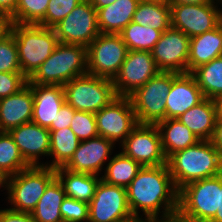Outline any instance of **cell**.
Instances as JSON below:
<instances>
[{
  "label": "cell",
  "mask_w": 222,
  "mask_h": 222,
  "mask_svg": "<svg viewBox=\"0 0 222 222\" xmlns=\"http://www.w3.org/2000/svg\"><path fill=\"white\" fill-rule=\"evenodd\" d=\"M121 152L144 166L167 164L161 137L155 124H138L119 146Z\"/></svg>",
  "instance_id": "4fadbf2b"
},
{
  "label": "cell",
  "mask_w": 222,
  "mask_h": 222,
  "mask_svg": "<svg viewBox=\"0 0 222 222\" xmlns=\"http://www.w3.org/2000/svg\"><path fill=\"white\" fill-rule=\"evenodd\" d=\"M128 53L120 34L100 33L87 46L88 74L113 80Z\"/></svg>",
  "instance_id": "9c48e42d"
},
{
  "label": "cell",
  "mask_w": 222,
  "mask_h": 222,
  "mask_svg": "<svg viewBox=\"0 0 222 222\" xmlns=\"http://www.w3.org/2000/svg\"><path fill=\"white\" fill-rule=\"evenodd\" d=\"M132 22L152 27L161 33L171 27V12L168 0H140Z\"/></svg>",
  "instance_id": "4316f807"
},
{
  "label": "cell",
  "mask_w": 222,
  "mask_h": 222,
  "mask_svg": "<svg viewBox=\"0 0 222 222\" xmlns=\"http://www.w3.org/2000/svg\"><path fill=\"white\" fill-rule=\"evenodd\" d=\"M141 168L132 158L117 151L107 163L101 179L108 184L127 188Z\"/></svg>",
  "instance_id": "f546056e"
},
{
  "label": "cell",
  "mask_w": 222,
  "mask_h": 222,
  "mask_svg": "<svg viewBox=\"0 0 222 222\" xmlns=\"http://www.w3.org/2000/svg\"><path fill=\"white\" fill-rule=\"evenodd\" d=\"M95 118L98 135L118 146L138 125L129 97H115L107 106L95 113Z\"/></svg>",
  "instance_id": "8fae6325"
},
{
  "label": "cell",
  "mask_w": 222,
  "mask_h": 222,
  "mask_svg": "<svg viewBox=\"0 0 222 222\" xmlns=\"http://www.w3.org/2000/svg\"><path fill=\"white\" fill-rule=\"evenodd\" d=\"M0 72H22L17 45L10 30L0 37Z\"/></svg>",
  "instance_id": "e575fe53"
},
{
  "label": "cell",
  "mask_w": 222,
  "mask_h": 222,
  "mask_svg": "<svg viewBox=\"0 0 222 222\" xmlns=\"http://www.w3.org/2000/svg\"><path fill=\"white\" fill-rule=\"evenodd\" d=\"M167 165L178 191L189 183L222 174V155L210 140L175 152Z\"/></svg>",
  "instance_id": "7a4b0ae2"
},
{
  "label": "cell",
  "mask_w": 222,
  "mask_h": 222,
  "mask_svg": "<svg viewBox=\"0 0 222 222\" xmlns=\"http://www.w3.org/2000/svg\"><path fill=\"white\" fill-rule=\"evenodd\" d=\"M116 0H90L91 4L95 7V9H100L102 7L108 6L112 4Z\"/></svg>",
  "instance_id": "7dc6e473"
},
{
  "label": "cell",
  "mask_w": 222,
  "mask_h": 222,
  "mask_svg": "<svg viewBox=\"0 0 222 222\" xmlns=\"http://www.w3.org/2000/svg\"><path fill=\"white\" fill-rule=\"evenodd\" d=\"M48 4L49 0H17L15 12L9 22L39 25L45 18Z\"/></svg>",
  "instance_id": "836d02e7"
},
{
  "label": "cell",
  "mask_w": 222,
  "mask_h": 222,
  "mask_svg": "<svg viewBox=\"0 0 222 222\" xmlns=\"http://www.w3.org/2000/svg\"><path fill=\"white\" fill-rule=\"evenodd\" d=\"M6 182H7V177L0 170V190L1 188H3V190L5 191Z\"/></svg>",
  "instance_id": "f907efd6"
},
{
  "label": "cell",
  "mask_w": 222,
  "mask_h": 222,
  "mask_svg": "<svg viewBox=\"0 0 222 222\" xmlns=\"http://www.w3.org/2000/svg\"><path fill=\"white\" fill-rule=\"evenodd\" d=\"M119 34L128 50L151 51L162 33L152 27L130 22Z\"/></svg>",
  "instance_id": "1f68e13d"
},
{
  "label": "cell",
  "mask_w": 222,
  "mask_h": 222,
  "mask_svg": "<svg viewBox=\"0 0 222 222\" xmlns=\"http://www.w3.org/2000/svg\"><path fill=\"white\" fill-rule=\"evenodd\" d=\"M212 1L217 6V8L219 9L220 14L222 15V0H212Z\"/></svg>",
  "instance_id": "816d5d0a"
},
{
  "label": "cell",
  "mask_w": 222,
  "mask_h": 222,
  "mask_svg": "<svg viewBox=\"0 0 222 222\" xmlns=\"http://www.w3.org/2000/svg\"><path fill=\"white\" fill-rule=\"evenodd\" d=\"M9 30L15 38L21 71L29 79L59 43L55 30L18 23H10Z\"/></svg>",
  "instance_id": "277c9868"
},
{
  "label": "cell",
  "mask_w": 222,
  "mask_h": 222,
  "mask_svg": "<svg viewBox=\"0 0 222 222\" xmlns=\"http://www.w3.org/2000/svg\"><path fill=\"white\" fill-rule=\"evenodd\" d=\"M29 167L9 132H0V170L9 177Z\"/></svg>",
  "instance_id": "d6a6232c"
},
{
  "label": "cell",
  "mask_w": 222,
  "mask_h": 222,
  "mask_svg": "<svg viewBox=\"0 0 222 222\" xmlns=\"http://www.w3.org/2000/svg\"><path fill=\"white\" fill-rule=\"evenodd\" d=\"M215 101L217 104L218 119L222 120V95H220Z\"/></svg>",
  "instance_id": "681fc988"
},
{
  "label": "cell",
  "mask_w": 222,
  "mask_h": 222,
  "mask_svg": "<svg viewBox=\"0 0 222 222\" xmlns=\"http://www.w3.org/2000/svg\"><path fill=\"white\" fill-rule=\"evenodd\" d=\"M147 222H190L187 218L181 216L178 212L165 216V217H155L147 220Z\"/></svg>",
  "instance_id": "ee69618b"
},
{
  "label": "cell",
  "mask_w": 222,
  "mask_h": 222,
  "mask_svg": "<svg viewBox=\"0 0 222 222\" xmlns=\"http://www.w3.org/2000/svg\"><path fill=\"white\" fill-rule=\"evenodd\" d=\"M16 6L17 0H0V12L8 19L14 14Z\"/></svg>",
  "instance_id": "b9f144b4"
},
{
  "label": "cell",
  "mask_w": 222,
  "mask_h": 222,
  "mask_svg": "<svg viewBox=\"0 0 222 222\" xmlns=\"http://www.w3.org/2000/svg\"><path fill=\"white\" fill-rule=\"evenodd\" d=\"M63 222H88L89 204L66 197L60 207Z\"/></svg>",
  "instance_id": "74e56055"
},
{
  "label": "cell",
  "mask_w": 222,
  "mask_h": 222,
  "mask_svg": "<svg viewBox=\"0 0 222 222\" xmlns=\"http://www.w3.org/2000/svg\"><path fill=\"white\" fill-rule=\"evenodd\" d=\"M219 25H220L221 28H222V15H221L220 20H219Z\"/></svg>",
  "instance_id": "f5cc1de1"
},
{
  "label": "cell",
  "mask_w": 222,
  "mask_h": 222,
  "mask_svg": "<svg viewBox=\"0 0 222 222\" xmlns=\"http://www.w3.org/2000/svg\"><path fill=\"white\" fill-rule=\"evenodd\" d=\"M190 38L181 30L170 27L162 32L151 55L160 71L187 73Z\"/></svg>",
  "instance_id": "2e32d148"
},
{
  "label": "cell",
  "mask_w": 222,
  "mask_h": 222,
  "mask_svg": "<svg viewBox=\"0 0 222 222\" xmlns=\"http://www.w3.org/2000/svg\"><path fill=\"white\" fill-rule=\"evenodd\" d=\"M0 222H35L31 213L17 212L7 208H0Z\"/></svg>",
  "instance_id": "60d3db41"
},
{
  "label": "cell",
  "mask_w": 222,
  "mask_h": 222,
  "mask_svg": "<svg viewBox=\"0 0 222 222\" xmlns=\"http://www.w3.org/2000/svg\"><path fill=\"white\" fill-rule=\"evenodd\" d=\"M70 128L80 141L98 136L95 114L91 112L75 110Z\"/></svg>",
  "instance_id": "8d00e7d4"
},
{
  "label": "cell",
  "mask_w": 222,
  "mask_h": 222,
  "mask_svg": "<svg viewBox=\"0 0 222 222\" xmlns=\"http://www.w3.org/2000/svg\"><path fill=\"white\" fill-rule=\"evenodd\" d=\"M33 93V115L31 122L49 128L55 122L57 112L65 103L63 86L28 84Z\"/></svg>",
  "instance_id": "ffe728a7"
},
{
  "label": "cell",
  "mask_w": 222,
  "mask_h": 222,
  "mask_svg": "<svg viewBox=\"0 0 222 222\" xmlns=\"http://www.w3.org/2000/svg\"><path fill=\"white\" fill-rule=\"evenodd\" d=\"M222 56V28L218 25L211 31L190 38L187 73Z\"/></svg>",
  "instance_id": "603a6c76"
},
{
  "label": "cell",
  "mask_w": 222,
  "mask_h": 222,
  "mask_svg": "<svg viewBox=\"0 0 222 222\" xmlns=\"http://www.w3.org/2000/svg\"><path fill=\"white\" fill-rule=\"evenodd\" d=\"M0 18H6V17L0 12Z\"/></svg>",
  "instance_id": "11a10c76"
},
{
  "label": "cell",
  "mask_w": 222,
  "mask_h": 222,
  "mask_svg": "<svg viewBox=\"0 0 222 222\" xmlns=\"http://www.w3.org/2000/svg\"><path fill=\"white\" fill-rule=\"evenodd\" d=\"M126 189L129 209L136 220L147 221L178 211L179 191L167 164L142 167Z\"/></svg>",
  "instance_id": "6da1fadb"
},
{
  "label": "cell",
  "mask_w": 222,
  "mask_h": 222,
  "mask_svg": "<svg viewBox=\"0 0 222 222\" xmlns=\"http://www.w3.org/2000/svg\"><path fill=\"white\" fill-rule=\"evenodd\" d=\"M65 198L64 188L55 177L48 184L36 208L31 213L35 222H63L60 207Z\"/></svg>",
  "instance_id": "83f0119b"
},
{
  "label": "cell",
  "mask_w": 222,
  "mask_h": 222,
  "mask_svg": "<svg viewBox=\"0 0 222 222\" xmlns=\"http://www.w3.org/2000/svg\"><path fill=\"white\" fill-rule=\"evenodd\" d=\"M221 174L187 184L179 190L178 213L190 222H209L219 209Z\"/></svg>",
  "instance_id": "8992f818"
},
{
  "label": "cell",
  "mask_w": 222,
  "mask_h": 222,
  "mask_svg": "<svg viewBox=\"0 0 222 222\" xmlns=\"http://www.w3.org/2000/svg\"><path fill=\"white\" fill-rule=\"evenodd\" d=\"M83 0H49L44 20L39 24L54 28Z\"/></svg>",
  "instance_id": "d590c367"
},
{
  "label": "cell",
  "mask_w": 222,
  "mask_h": 222,
  "mask_svg": "<svg viewBox=\"0 0 222 222\" xmlns=\"http://www.w3.org/2000/svg\"><path fill=\"white\" fill-rule=\"evenodd\" d=\"M59 43L87 47L99 34L97 10L90 0L81 1L54 27Z\"/></svg>",
  "instance_id": "7c38bea8"
},
{
  "label": "cell",
  "mask_w": 222,
  "mask_h": 222,
  "mask_svg": "<svg viewBox=\"0 0 222 222\" xmlns=\"http://www.w3.org/2000/svg\"><path fill=\"white\" fill-rule=\"evenodd\" d=\"M27 83L22 72H0V99L18 93Z\"/></svg>",
  "instance_id": "f35d334b"
},
{
  "label": "cell",
  "mask_w": 222,
  "mask_h": 222,
  "mask_svg": "<svg viewBox=\"0 0 222 222\" xmlns=\"http://www.w3.org/2000/svg\"><path fill=\"white\" fill-rule=\"evenodd\" d=\"M209 222H222V174H221V190H219V209L215 216Z\"/></svg>",
  "instance_id": "f6af8a7d"
},
{
  "label": "cell",
  "mask_w": 222,
  "mask_h": 222,
  "mask_svg": "<svg viewBox=\"0 0 222 222\" xmlns=\"http://www.w3.org/2000/svg\"><path fill=\"white\" fill-rule=\"evenodd\" d=\"M140 0H116L97 10L100 33L119 34L130 22Z\"/></svg>",
  "instance_id": "cb8c5ba5"
},
{
  "label": "cell",
  "mask_w": 222,
  "mask_h": 222,
  "mask_svg": "<svg viewBox=\"0 0 222 222\" xmlns=\"http://www.w3.org/2000/svg\"><path fill=\"white\" fill-rule=\"evenodd\" d=\"M56 177L55 169L48 166H29L7 177L5 193L9 209L32 213L48 184Z\"/></svg>",
  "instance_id": "5b68a950"
},
{
  "label": "cell",
  "mask_w": 222,
  "mask_h": 222,
  "mask_svg": "<svg viewBox=\"0 0 222 222\" xmlns=\"http://www.w3.org/2000/svg\"><path fill=\"white\" fill-rule=\"evenodd\" d=\"M172 82L173 72L160 71L129 96L138 124H156L165 119Z\"/></svg>",
  "instance_id": "ba28073f"
},
{
  "label": "cell",
  "mask_w": 222,
  "mask_h": 222,
  "mask_svg": "<svg viewBox=\"0 0 222 222\" xmlns=\"http://www.w3.org/2000/svg\"><path fill=\"white\" fill-rule=\"evenodd\" d=\"M160 70L150 51L128 50L118 75L113 79L117 97H129Z\"/></svg>",
  "instance_id": "5bb4252c"
},
{
  "label": "cell",
  "mask_w": 222,
  "mask_h": 222,
  "mask_svg": "<svg viewBox=\"0 0 222 222\" xmlns=\"http://www.w3.org/2000/svg\"><path fill=\"white\" fill-rule=\"evenodd\" d=\"M177 119L186 125L200 140H211L218 119L216 101L205 98Z\"/></svg>",
  "instance_id": "7402d4cb"
},
{
  "label": "cell",
  "mask_w": 222,
  "mask_h": 222,
  "mask_svg": "<svg viewBox=\"0 0 222 222\" xmlns=\"http://www.w3.org/2000/svg\"><path fill=\"white\" fill-rule=\"evenodd\" d=\"M161 137L166 159L172 154L197 144L200 139L178 119H163L155 124Z\"/></svg>",
  "instance_id": "d4e9b609"
},
{
  "label": "cell",
  "mask_w": 222,
  "mask_h": 222,
  "mask_svg": "<svg viewBox=\"0 0 222 222\" xmlns=\"http://www.w3.org/2000/svg\"><path fill=\"white\" fill-rule=\"evenodd\" d=\"M114 148L116 149V145L113 142L99 135L81 141L64 168L72 172L95 174L101 177L115 153Z\"/></svg>",
  "instance_id": "e0dca14e"
},
{
  "label": "cell",
  "mask_w": 222,
  "mask_h": 222,
  "mask_svg": "<svg viewBox=\"0 0 222 222\" xmlns=\"http://www.w3.org/2000/svg\"><path fill=\"white\" fill-rule=\"evenodd\" d=\"M191 74L205 98L216 100L222 95V56L197 67Z\"/></svg>",
  "instance_id": "4dcf8cb0"
},
{
  "label": "cell",
  "mask_w": 222,
  "mask_h": 222,
  "mask_svg": "<svg viewBox=\"0 0 222 222\" xmlns=\"http://www.w3.org/2000/svg\"><path fill=\"white\" fill-rule=\"evenodd\" d=\"M65 102L75 110L97 113L116 96L113 80L85 74L63 85Z\"/></svg>",
  "instance_id": "52a82bcc"
},
{
  "label": "cell",
  "mask_w": 222,
  "mask_h": 222,
  "mask_svg": "<svg viewBox=\"0 0 222 222\" xmlns=\"http://www.w3.org/2000/svg\"><path fill=\"white\" fill-rule=\"evenodd\" d=\"M205 99L191 73L173 72L171 90L166 98L165 119H177Z\"/></svg>",
  "instance_id": "d6986e66"
},
{
  "label": "cell",
  "mask_w": 222,
  "mask_h": 222,
  "mask_svg": "<svg viewBox=\"0 0 222 222\" xmlns=\"http://www.w3.org/2000/svg\"><path fill=\"white\" fill-rule=\"evenodd\" d=\"M33 115V93L27 84L18 93L0 99V132L29 123Z\"/></svg>",
  "instance_id": "44dd1931"
},
{
  "label": "cell",
  "mask_w": 222,
  "mask_h": 222,
  "mask_svg": "<svg viewBox=\"0 0 222 222\" xmlns=\"http://www.w3.org/2000/svg\"><path fill=\"white\" fill-rule=\"evenodd\" d=\"M212 144L220 151L222 155V120L217 119L214 134L210 140Z\"/></svg>",
  "instance_id": "7bdbcfd3"
},
{
  "label": "cell",
  "mask_w": 222,
  "mask_h": 222,
  "mask_svg": "<svg viewBox=\"0 0 222 222\" xmlns=\"http://www.w3.org/2000/svg\"><path fill=\"white\" fill-rule=\"evenodd\" d=\"M56 177L61 182L66 197L90 203L95 195L100 176L89 173L72 172L59 167L55 169Z\"/></svg>",
  "instance_id": "484cf974"
},
{
  "label": "cell",
  "mask_w": 222,
  "mask_h": 222,
  "mask_svg": "<svg viewBox=\"0 0 222 222\" xmlns=\"http://www.w3.org/2000/svg\"><path fill=\"white\" fill-rule=\"evenodd\" d=\"M49 131V157L52 160L47 161L46 166L54 169L64 167L73 157L74 152L77 150L81 141L70 127Z\"/></svg>",
  "instance_id": "f1b7e54d"
},
{
  "label": "cell",
  "mask_w": 222,
  "mask_h": 222,
  "mask_svg": "<svg viewBox=\"0 0 222 222\" xmlns=\"http://www.w3.org/2000/svg\"><path fill=\"white\" fill-rule=\"evenodd\" d=\"M85 74H88L87 47L58 43L27 84L63 86L73 78Z\"/></svg>",
  "instance_id": "3957f363"
},
{
  "label": "cell",
  "mask_w": 222,
  "mask_h": 222,
  "mask_svg": "<svg viewBox=\"0 0 222 222\" xmlns=\"http://www.w3.org/2000/svg\"><path fill=\"white\" fill-rule=\"evenodd\" d=\"M171 27L189 38L211 31L219 25L221 14L212 2L204 4H170Z\"/></svg>",
  "instance_id": "9a60e30c"
},
{
  "label": "cell",
  "mask_w": 222,
  "mask_h": 222,
  "mask_svg": "<svg viewBox=\"0 0 222 222\" xmlns=\"http://www.w3.org/2000/svg\"><path fill=\"white\" fill-rule=\"evenodd\" d=\"M74 114L75 109L65 102L61 109L57 112L55 122H52L48 130H60L65 127H70Z\"/></svg>",
  "instance_id": "ab89813d"
},
{
  "label": "cell",
  "mask_w": 222,
  "mask_h": 222,
  "mask_svg": "<svg viewBox=\"0 0 222 222\" xmlns=\"http://www.w3.org/2000/svg\"><path fill=\"white\" fill-rule=\"evenodd\" d=\"M9 133L29 166H46V162L41 160L45 159L43 157L49 159L50 131L48 128L29 122L11 129Z\"/></svg>",
  "instance_id": "ac0fdd59"
},
{
  "label": "cell",
  "mask_w": 222,
  "mask_h": 222,
  "mask_svg": "<svg viewBox=\"0 0 222 222\" xmlns=\"http://www.w3.org/2000/svg\"><path fill=\"white\" fill-rule=\"evenodd\" d=\"M127 202V189L100 179L89 203L88 222H134Z\"/></svg>",
  "instance_id": "30bf717a"
},
{
  "label": "cell",
  "mask_w": 222,
  "mask_h": 222,
  "mask_svg": "<svg viewBox=\"0 0 222 222\" xmlns=\"http://www.w3.org/2000/svg\"><path fill=\"white\" fill-rule=\"evenodd\" d=\"M9 19L0 18V37H2L9 30Z\"/></svg>",
  "instance_id": "c3c4849f"
},
{
  "label": "cell",
  "mask_w": 222,
  "mask_h": 222,
  "mask_svg": "<svg viewBox=\"0 0 222 222\" xmlns=\"http://www.w3.org/2000/svg\"><path fill=\"white\" fill-rule=\"evenodd\" d=\"M134 222H147V221H145V220H136Z\"/></svg>",
  "instance_id": "db71d44e"
},
{
  "label": "cell",
  "mask_w": 222,
  "mask_h": 222,
  "mask_svg": "<svg viewBox=\"0 0 222 222\" xmlns=\"http://www.w3.org/2000/svg\"><path fill=\"white\" fill-rule=\"evenodd\" d=\"M210 2L212 0H168L169 4H204Z\"/></svg>",
  "instance_id": "bcb514c9"
}]
</instances>
